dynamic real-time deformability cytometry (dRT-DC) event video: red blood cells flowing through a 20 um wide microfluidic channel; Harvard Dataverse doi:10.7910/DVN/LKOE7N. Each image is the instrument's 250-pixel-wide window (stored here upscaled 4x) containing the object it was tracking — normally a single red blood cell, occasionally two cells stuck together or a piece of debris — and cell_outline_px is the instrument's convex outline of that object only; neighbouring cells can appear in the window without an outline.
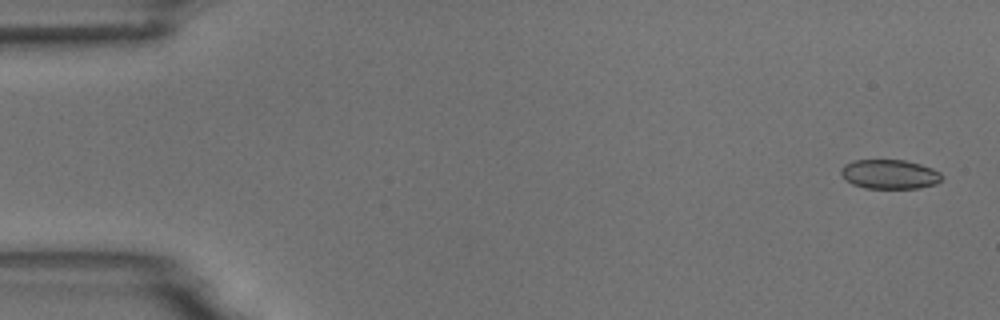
{"species": "common noctule bat (a hibernating species)", "species_latin": "Nyctalus noctula", "temperature_condition": "room temperature", "stored_images_in_passage": 4, "camera_frame_rate_fps": 3000, "um_per_image_px": 0.085, "animal": {"sex": "male", "body_mass_g": 18.8}, "frame": {"image": 1, "passage_image": 1, "time_ms": 0.0, "image_size_px": [1000, 320], "cell_outline_px": [[944, 176], [936, 184], [920, 188], [864, 188], [852, 184], [840, 172], [840, 168], [844, 164], [852, 160], [904, 160], [920, 164], [932, 168], [940, 172]], "centroid_in_image_um": [75.63, 14.8], "position_along_channel_um": 9.4, "area_um2": 17.28}}
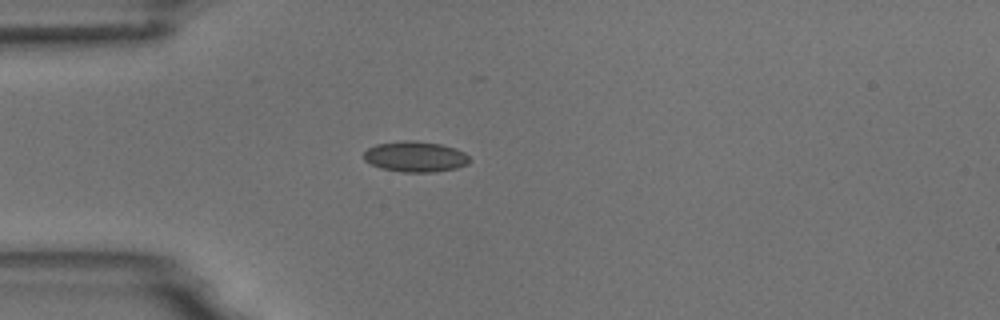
{"frame": {"image": 2, "passage_image": 4, "time_ms": 4.333, "image_size_px": [1000, 320], "cell_outline_px": [[472, 160], [468, 164], [456, 168], [436, 172], [404, 172], [380, 168], [364, 160], [364, 152], [368, 148], [376, 144], [404, 140], [416, 140], [440, 144], [456, 148], [464, 152]], "centroid_in_image_um": [35.32, 13.31], "position_along_channel_um": 49.7, "area_um2": 19.02}}